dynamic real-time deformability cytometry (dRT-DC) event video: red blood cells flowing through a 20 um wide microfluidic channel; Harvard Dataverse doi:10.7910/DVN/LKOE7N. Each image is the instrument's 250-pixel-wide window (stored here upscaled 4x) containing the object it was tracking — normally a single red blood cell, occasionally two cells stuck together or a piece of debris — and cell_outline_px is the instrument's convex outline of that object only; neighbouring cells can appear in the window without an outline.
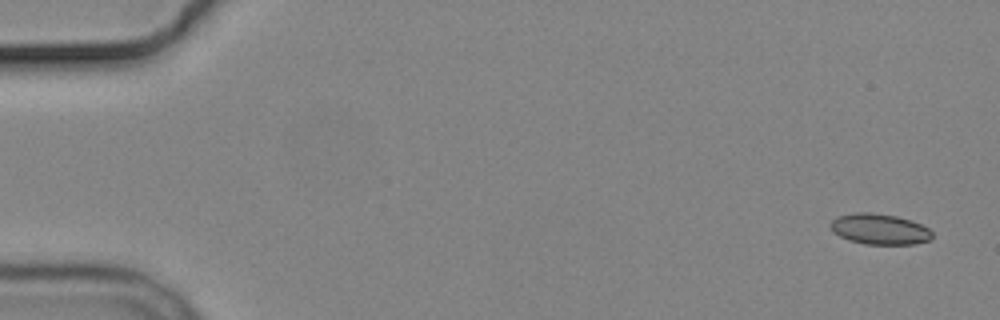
{"species": "common noctule bat (a hibernating species)", "species_latin": "Nyctalus noctula", "temperature_condition": "cold", "stored_images_in_passage": 5, "camera_frame_rate_fps": 3000, "um_per_image_px": 0.085, "animal": {"sex": "male", "body_mass_g": 19.2, "forearm_length_mm": 51.8}, "frame": {"image": 1, "passage_image": 1, "time_ms": 0.0, "image_size_px": [1000, 320], "cell_outline_px": [[932, 240], [916, 244], [864, 244], [848, 240], [832, 232], [832, 220], [836, 216], [856, 212], [868, 212], [896, 216], [920, 224], [928, 228], [932, 232]], "centroid_in_image_um": [74.76, 19.48], "position_along_channel_um": 10.2, "area_um2": 18.15}}
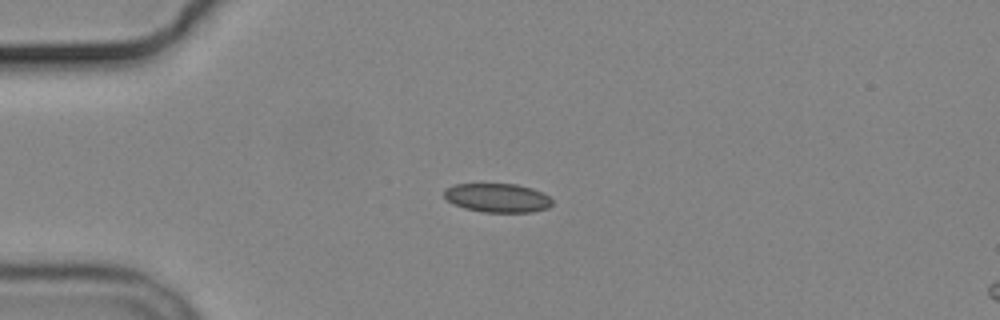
{"frame": {"image": 2, "passage_image": 4, "time_ms": 4.0, "image_size_px": [1000, 320], "cell_outline_px": [[552, 204], [548, 208], [532, 212], [484, 212], [464, 208], [452, 204], [444, 196], [444, 188], [456, 184], [516, 184], [532, 188], [544, 192], [552, 200]], "centroid_in_image_um": [42.29, 16.81], "position_along_channel_um": 42.7, "area_um2": 18.32}}